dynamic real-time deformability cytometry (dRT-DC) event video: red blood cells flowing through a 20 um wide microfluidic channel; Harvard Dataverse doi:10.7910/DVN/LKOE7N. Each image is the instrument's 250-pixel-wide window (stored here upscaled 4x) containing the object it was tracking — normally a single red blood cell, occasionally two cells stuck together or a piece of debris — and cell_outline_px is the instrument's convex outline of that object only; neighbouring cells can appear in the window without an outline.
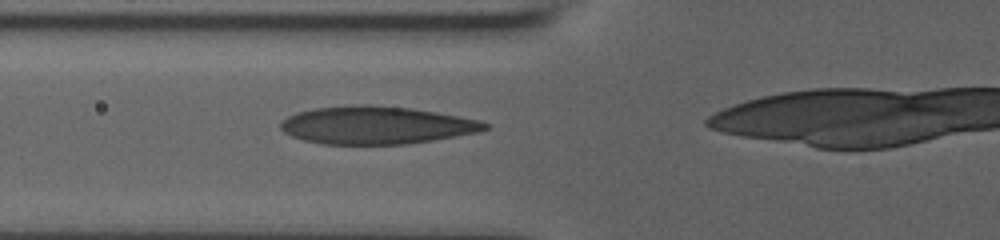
{"species": "human", "species_latin": "Homo sapiens", "temperature_condition": "room temperature", "stored_images_in_passage": 36, "camera_frame_rate_fps": 3000, "um_per_image_px": 0.085, "donor": {"sex": "male"}, "frame": {"image": 1, "passage_image": 17, "time_ms": 5.333, "image_size_px": [1000, 240], "cell_outline_px": [[488, 128], [480, 132], [408, 144], [320, 144], [304, 140], [292, 136], [284, 132], [280, 128], [280, 120], [296, 112], [312, 108], [352, 104], [368, 104], [412, 108], [436, 112], [480, 120], [488, 124]], "centroid_in_image_um": [31.95, 10.63], "position_along_channel_um": 93.9, "area_um2": 45.26}}
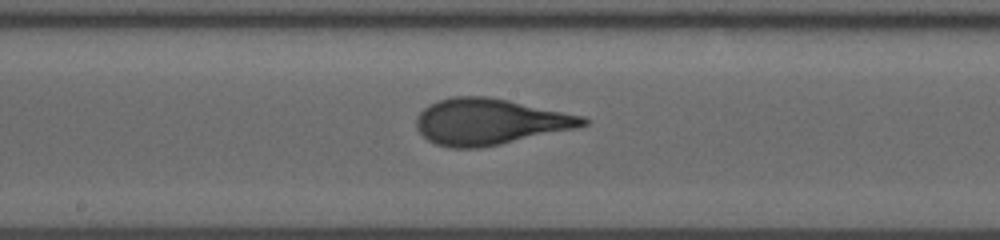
{"frame": {"image": 2, "passage_image": 26, "time_ms": 8.333, "image_size_px": [1000, 240], "cell_outline_px": [[588, 124], [576, 128], [500, 144], [480, 148], [448, 148], [436, 144], [428, 140], [416, 128], [416, 116], [428, 104], [452, 96], [488, 96], [508, 100], [584, 116], [588, 120]], "centroid_in_image_um": [41.6, 10.34], "position_along_channel_um": 206.6, "area_um2": 44.68}}
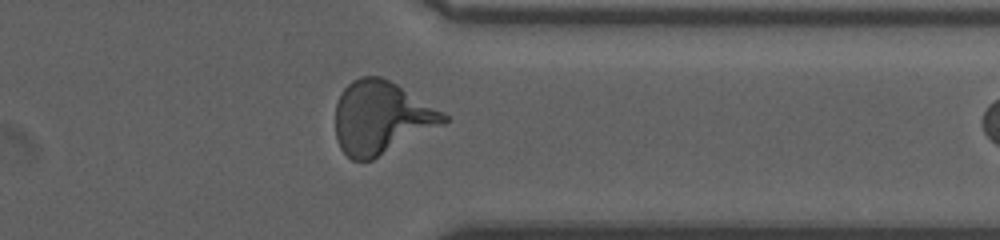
{"frame": {"image": 3, "passage_image": 35, "time_ms": 11.333, "image_size_px": [1000, 240], "cell_outline_px": [[448, 120], [444, 124], [372, 160], [352, 160], [340, 148], [336, 140], [336, 104], [344, 88], [352, 80], [360, 76], [380, 76], [396, 84], [444, 112], [448, 116]], "centroid_in_image_um": [32.39, 10.0], "position_along_channel_um": 379.0, "area_um2": 45.6}}